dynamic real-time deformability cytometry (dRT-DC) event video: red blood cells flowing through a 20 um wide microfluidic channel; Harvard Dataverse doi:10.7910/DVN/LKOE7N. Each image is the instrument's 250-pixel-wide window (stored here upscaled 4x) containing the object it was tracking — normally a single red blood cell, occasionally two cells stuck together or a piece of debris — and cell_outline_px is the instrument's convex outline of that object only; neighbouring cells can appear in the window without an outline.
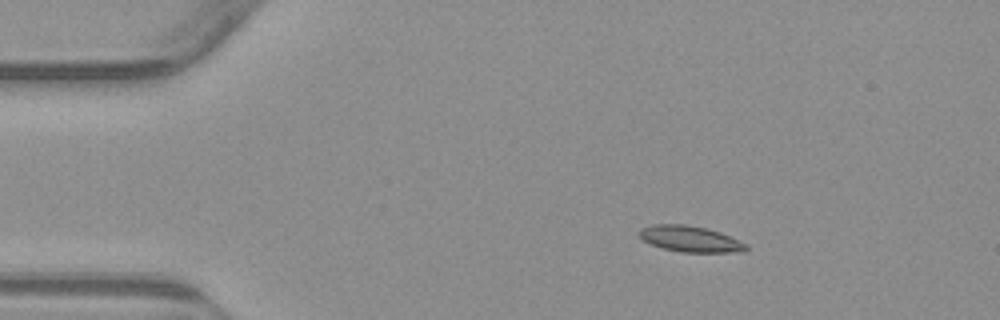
{"species": "common noctule bat (a hibernating species)", "species_latin": "Nyctalus noctula", "temperature_condition": "warm", "stored_images_in_passage": 54, "camera_frame_rate_fps": 3000, "um_per_image_px": 0.085, "animal": {"sex": "male", "body_mass_g": 23.1, "forearm_length_mm": 52.7}, "frame": {"image": 1, "passage_image": 9, "time_ms": 2.667, "image_size_px": [1000, 320], "cell_outline_px": [[748, 248], [744, 252], [680, 252], [664, 248], [652, 244], [644, 240], [640, 236], [640, 228], [652, 224], [684, 224], [708, 228], [720, 232], [748, 244]], "centroid_in_image_um": [58.71, 20.3], "position_along_channel_um": 26.3, "area_um2": 16.18}}
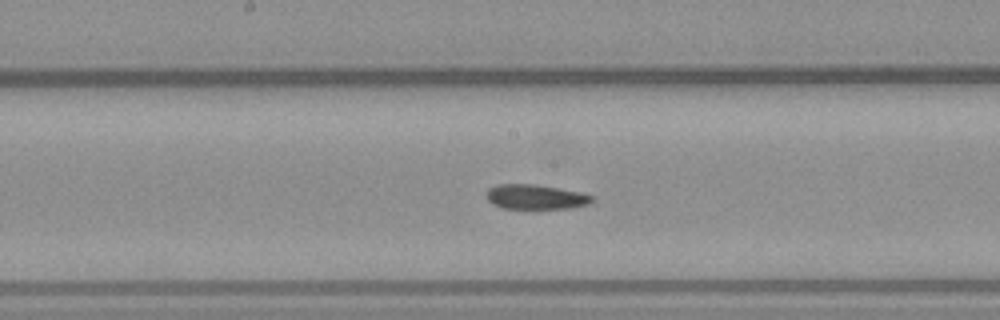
{"frame": {"image": 2, "passage_image": 28, "time_ms": 9.0, "image_size_px": [1000, 320], "cell_outline_px": [[592, 200], [588, 204], [568, 208], [504, 208], [492, 204], [488, 200], [488, 188], [496, 184], [536, 184], [560, 188], [580, 192], [592, 196]], "centroid_in_image_um": [45.5, 16.72], "position_along_channel_um": 202.7, "area_um2": 15.03}}
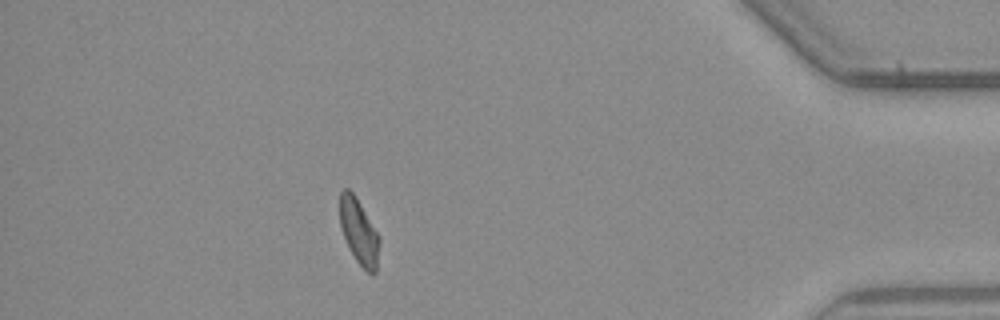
{"frame": {"image": 3, "passage_image": 48, "time_ms": 15.667, "image_size_px": [1000, 320], "cell_outline_px": [[380, 240], [376, 272], [372, 276], [356, 260], [348, 248], [340, 224], [340, 192], [344, 188], [348, 188], [356, 196], [380, 236]], "centroid_in_image_um": [30.52, 19.68], "position_along_channel_um": 404.7, "area_um2": 15.14}, "authors_computed_cell_mechanics": {"area_um2": 15.6638, "velocity_mm_per_s": 3.8056, "shape_relaxation_time_tau1_ms": 3.6959, "shape_relaxation_time_tau2_ms": 2.3302, "deformation_change_tau1": 0.1522, "deformation_change_tau2": 0.093}}